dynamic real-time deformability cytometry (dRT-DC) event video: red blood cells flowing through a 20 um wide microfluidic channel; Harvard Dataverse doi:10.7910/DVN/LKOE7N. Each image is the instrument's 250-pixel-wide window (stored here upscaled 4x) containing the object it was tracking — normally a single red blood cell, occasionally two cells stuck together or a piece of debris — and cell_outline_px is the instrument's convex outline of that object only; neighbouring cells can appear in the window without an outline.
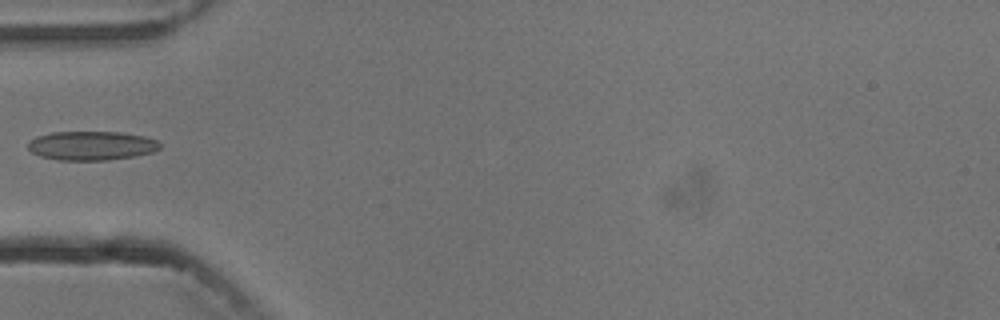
{"species": "common noctule bat (a hibernating species)", "species_latin": "Nyctalus noctula", "temperature_condition": "cold", "stored_images_in_passage": 5, "camera_frame_rate_fps": 3000, "um_per_image_px": 0.085, "animal": {"sex": "male", "body_mass_g": 13.3}, "frame": {"image": 1, "passage_image": 4, "time_ms": 3.667, "image_size_px": [1000, 320], "cell_outline_px": [[160, 148], [152, 152], [132, 156], [108, 160], [56, 160], [40, 156], [32, 152], [28, 148], [28, 140], [36, 136], [52, 132], [120, 132], [144, 136], [156, 140], [160, 144]], "centroid_in_image_um": [7.73, 12.38], "position_along_channel_um": 77.3, "area_um2": 22.31}}
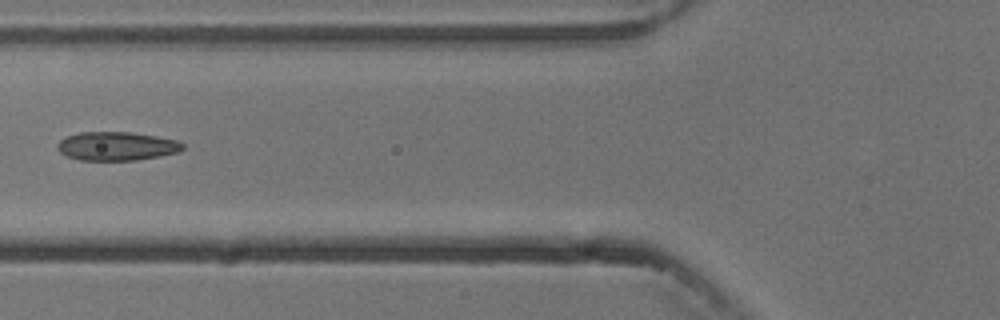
{"frame": {"image": 2, "passage_image": 5, "time_ms": 4.667, "image_size_px": [1000, 320], "cell_outline_px": [[184, 148], [180, 152], [160, 156], [136, 160], [80, 160], [64, 156], [56, 148], [56, 144], [60, 140], [68, 136], [80, 132], [132, 132], [156, 136], [176, 140], [184, 144]], "centroid_in_image_um": [9.91, 12.43], "position_along_channel_um": 115.9, "area_um2": 21.1}}